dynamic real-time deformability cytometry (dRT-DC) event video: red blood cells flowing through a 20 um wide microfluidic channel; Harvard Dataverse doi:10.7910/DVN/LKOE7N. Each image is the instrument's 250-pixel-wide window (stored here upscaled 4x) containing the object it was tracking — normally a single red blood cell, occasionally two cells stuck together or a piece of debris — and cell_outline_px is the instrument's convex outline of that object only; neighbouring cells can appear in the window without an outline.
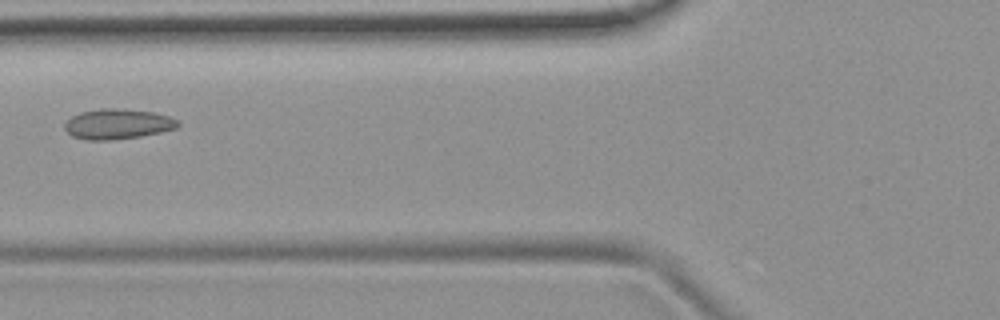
{"species": "common noctule bat (a hibernating species)", "species_latin": "Nyctalus noctula", "temperature_condition": "room temperature", "stored_images_in_passage": 5, "camera_frame_rate_fps": 3000, "um_per_image_px": 0.085, "animal": {"sex": "female", "body_mass_g": 19.9}, "frame": {"image": 1, "passage_image": 5, "time_ms": 4.667, "image_size_px": [1000, 320], "cell_outline_px": [[180, 124], [176, 128], [160, 132], [140, 136], [108, 140], [88, 140], [72, 136], [64, 128], [64, 124], [72, 116], [80, 112], [100, 108], [120, 108], [152, 112], [168, 116], [180, 120]], "centroid_in_image_um": [10.0, 10.53], "position_along_channel_um": 115.8, "area_um2": 19.88}}